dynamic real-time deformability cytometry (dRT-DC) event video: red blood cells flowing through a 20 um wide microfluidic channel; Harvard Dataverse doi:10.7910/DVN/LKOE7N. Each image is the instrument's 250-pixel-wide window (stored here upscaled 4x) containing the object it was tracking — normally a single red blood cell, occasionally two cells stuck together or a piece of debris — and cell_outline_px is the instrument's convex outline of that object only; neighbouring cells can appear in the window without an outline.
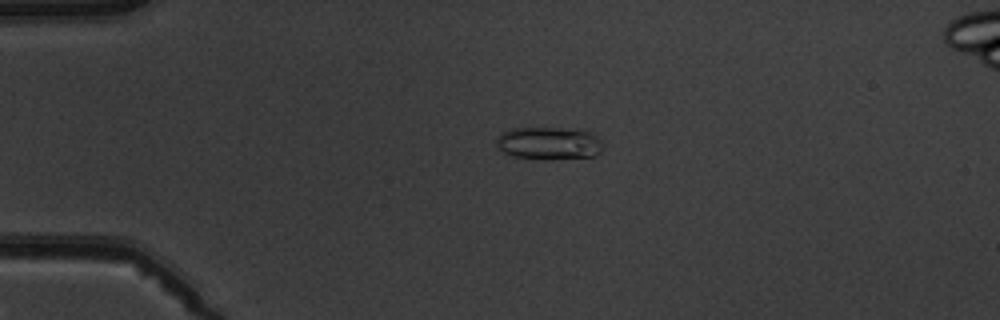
{"species": "common noctule bat (a hibernating species)", "species_latin": "Nyctalus noctula", "temperature_condition": "warm", "stored_images_in_passage": 6, "camera_frame_rate_fps": 3000, "um_per_image_px": 0.085, "animal": {"sex": "male", "body_mass_g": 19.5, "forearm_length_mm": 54.6}, "frame": {"image": 1, "passage_image": 4, "time_ms": 4.0, "image_size_px": [1000, 320], "cell_outline_px": [[600, 152], [596, 156], [552, 160], [540, 160], [512, 156], [504, 152], [496, 144], [496, 136], [512, 128], [560, 128], [588, 132], [596, 136], [600, 140]], "centroid_in_image_um": [46.61, 12.2], "position_along_channel_um": 38.4, "area_um2": 20.29}}